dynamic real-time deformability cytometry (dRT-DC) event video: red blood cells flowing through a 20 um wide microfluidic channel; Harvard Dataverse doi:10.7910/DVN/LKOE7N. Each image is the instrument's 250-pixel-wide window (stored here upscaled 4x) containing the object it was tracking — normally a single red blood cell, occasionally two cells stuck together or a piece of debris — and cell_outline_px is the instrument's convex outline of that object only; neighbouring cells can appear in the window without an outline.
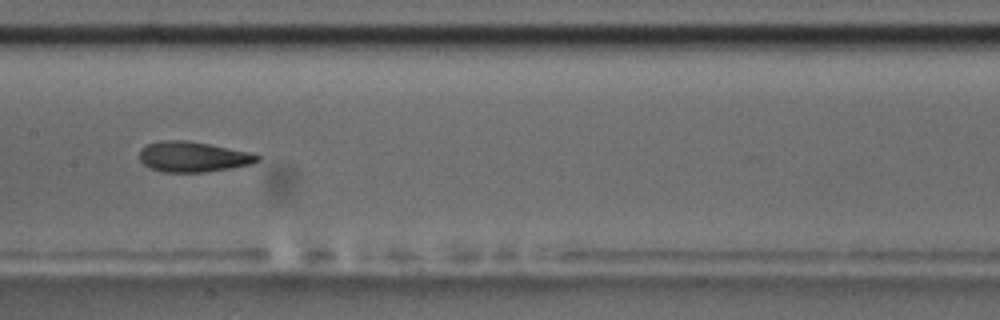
{"species": "common noctule bat (a hibernating species)", "species_latin": "Nyctalus noctula", "temperature_condition": "room temperature", "stored_images_in_passage": 15, "camera_frame_rate_fps": 3000, "um_per_image_px": 0.085, "animal": {"sex": "male", "body_mass_g": 17.5, "forearm_length_mm": 52.3}, "frame": {"image": 1, "passage_image": 7, "time_ms": 7.667, "image_size_px": [1000, 320], "cell_outline_px": [[260, 160], [252, 164], [232, 168], [204, 172], [164, 172], [152, 168], [144, 164], [140, 160], [140, 148], [148, 144], [160, 140], [188, 140], [248, 152], [260, 156]], "centroid_in_image_um": [16.4, 13.32], "position_along_channel_um": 191.0, "area_um2": 20.75}, "authors_computed_cell_mechanics": {"area_um2": 22.0218, "velocity_mm_per_s": 3.5536, "shape_relaxation_time_tau1_ms": 5.6222, "shape_relaxation_time_tau2_ms": 2.2385, "deformation_change_tau1": 0.1533, "deformation_change_tau2": 0.0799}}